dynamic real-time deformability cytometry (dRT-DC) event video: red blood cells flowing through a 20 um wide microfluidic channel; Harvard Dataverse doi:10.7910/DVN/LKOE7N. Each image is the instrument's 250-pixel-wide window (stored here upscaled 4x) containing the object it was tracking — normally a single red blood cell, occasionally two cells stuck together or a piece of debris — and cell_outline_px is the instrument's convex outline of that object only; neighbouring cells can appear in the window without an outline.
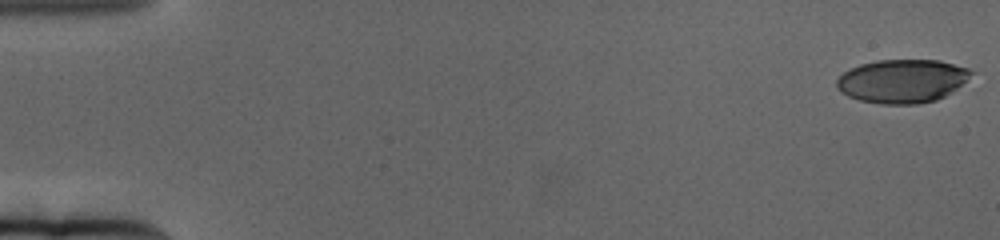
{"species": "human", "species_latin": "Homo sapiens", "temperature_condition": "cold", "stored_images_in_passage": 63, "camera_frame_rate_fps": 3000, "um_per_image_px": 0.085, "donor": {"sex": "female"}, "frame": {"image": 1, "passage_image": 1, "time_ms": 0.0, "image_size_px": [1000, 240], "cell_outline_px": [[976, 72], [956, 88], [944, 96], [936, 100], [916, 104], [884, 104], [860, 100], [848, 96], [840, 92], [836, 88], [836, 80], [844, 72], [860, 64], [876, 60], [940, 60], [968, 68]], "centroid_in_image_um": [76.68, 6.88], "position_along_channel_um": 8.3, "area_um2": 34.04}}
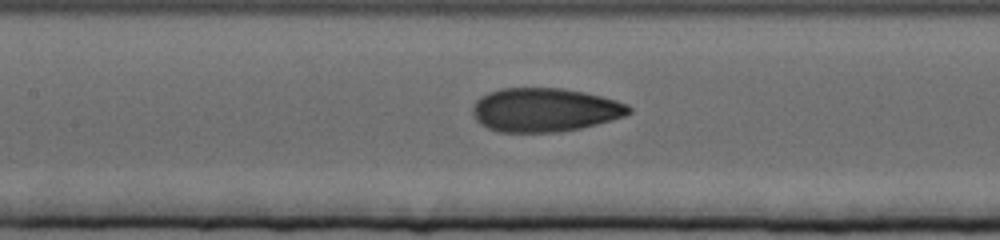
{"frame": {"image": 2, "passage_image": 31, "time_ms": 10.0, "image_size_px": [1000, 240], "cell_outline_px": [[632, 112], [624, 116], [612, 120], [580, 128], [556, 132], [496, 132], [480, 124], [476, 120], [472, 112], [472, 108], [476, 100], [480, 96], [488, 92], [500, 88], [564, 88], [584, 92], [616, 100], [628, 104], [632, 108]], "centroid_in_image_um": [46.28, 9.34], "position_along_channel_um": 161.1, "area_um2": 40.06}}
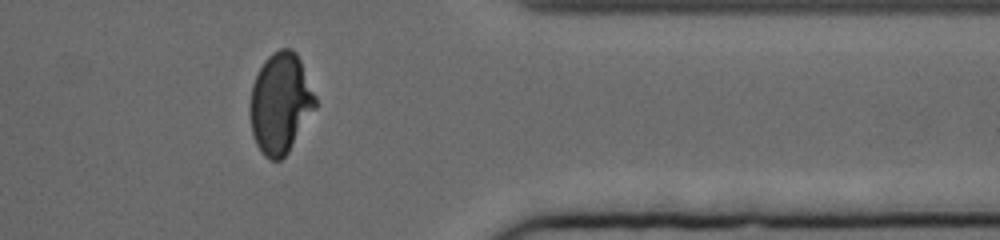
{"frame": {"image": 3, "passage_image": 54, "time_ms": 17.667, "image_size_px": [1000, 240], "cell_outline_px": [[316, 108], [288, 152], [280, 160], [272, 160], [264, 156], [256, 144], [252, 132], [252, 84], [264, 60], [272, 52], [280, 48], [292, 48], [296, 52], [300, 60], [316, 96]], "centroid_in_image_um": [23.86, 8.75], "position_along_channel_um": 387.5, "area_um2": 37.74}, "authors_computed_cell_mechanics": {"area_um2": 39.0728, "velocity_mm_per_s": 3.1267, "shape_relaxation_time_tau1_ms": 4.9367, "shape_relaxation_time_tau2_ms": 1.2702, "deformation_change_tau1": 0.1969, "deformation_change_tau2": 0.0618}}